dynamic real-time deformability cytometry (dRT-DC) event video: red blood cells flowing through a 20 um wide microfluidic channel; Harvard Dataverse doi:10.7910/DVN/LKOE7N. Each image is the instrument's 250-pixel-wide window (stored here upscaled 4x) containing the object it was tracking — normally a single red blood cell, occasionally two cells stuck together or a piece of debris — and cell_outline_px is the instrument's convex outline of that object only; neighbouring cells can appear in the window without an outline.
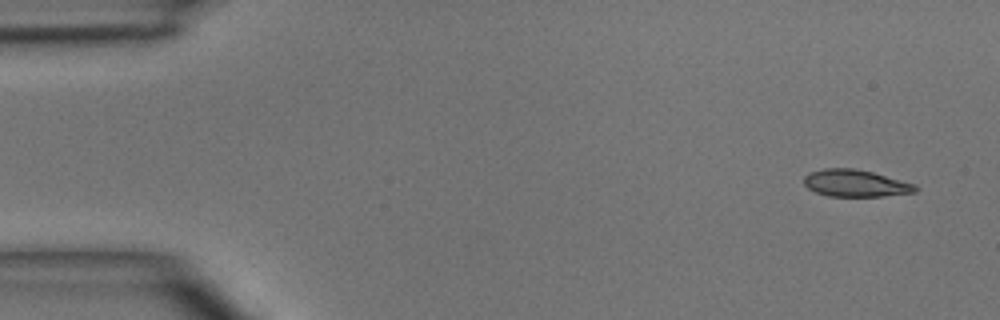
{"species": "common noctule bat (a hibernating species)", "species_latin": "Nyctalus noctula", "temperature_condition": "room temperature", "stored_images_in_passage": 4, "camera_frame_rate_fps": 3000, "um_per_image_px": 0.085, "animal": {"sex": "male", "body_mass_g": 15.6}, "frame": {"image": 1, "passage_image": 1, "time_ms": 0.0, "image_size_px": [1000, 320], "cell_outline_px": [[920, 188], [916, 192], [884, 196], [828, 196], [816, 192], [808, 188], [804, 184], [804, 176], [812, 172], [824, 168], [852, 168], [872, 172], [916, 184]], "centroid_in_image_um": [72.75, 15.58], "position_along_channel_um": 12.3, "area_um2": 17.51}}
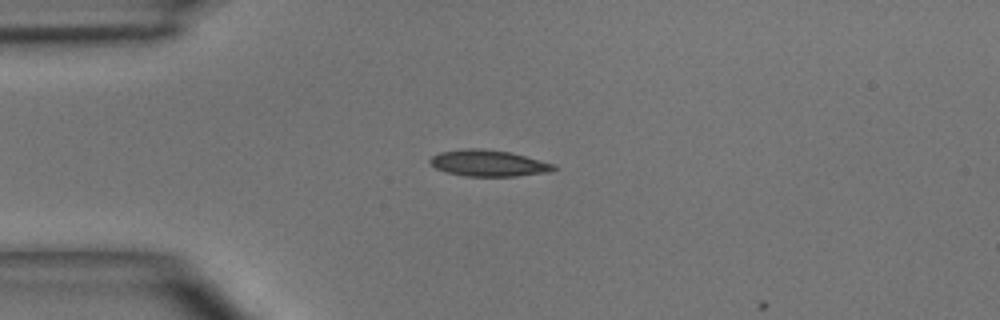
{"frame": {"image": 2, "passage_image": 3, "time_ms": 3.0, "image_size_px": [1000, 320], "cell_outline_px": [[560, 168], [552, 172], [516, 176], [464, 176], [448, 172], [436, 168], [428, 160], [432, 156], [440, 152], [464, 148], [480, 148], [508, 152], [556, 164]], "centroid_in_image_um": [41.57, 13.87], "position_along_channel_um": 43.4, "area_um2": 19.02}}